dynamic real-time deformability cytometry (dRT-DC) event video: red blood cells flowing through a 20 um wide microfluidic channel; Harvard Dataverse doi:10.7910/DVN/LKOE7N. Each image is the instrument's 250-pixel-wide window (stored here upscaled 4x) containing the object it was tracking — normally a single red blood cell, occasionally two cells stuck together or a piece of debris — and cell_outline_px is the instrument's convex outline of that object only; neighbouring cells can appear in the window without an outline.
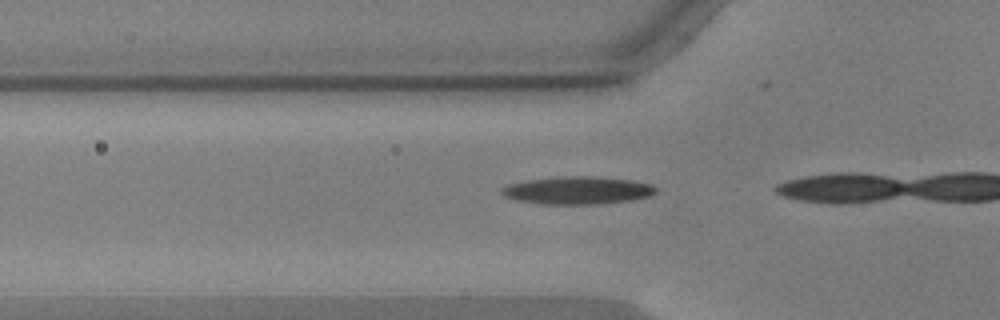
{"species": "common noctule bat (a hibernating species)", "species_latin": "Nyctalus noctula", "temperature_condition": "warm", "stored_images_in_passage": 4, "camera_frame_rate_fps": 3000, "um_per_image_px": 0.085, "animal": {"sex": "male", "body_mass_g": 17.9, "forearm_length_mm": 54.2}, "frame": {"image": 1, "passage_image": 2, "time_ms": 0.333, "image_size_px": [1000, 320], "cell_outline_px": [[656, 192], [648, 196], [628, 200], [596, 204], [540, 204], [516, 200], [504, 196], [500, 192], [500, 188], [508, 184], [528, 180], [564, 176], [600, 176], [628, 180], [652, 184], [656, 188]], "centroid_in_image_um": [49.04, 16.17], "position_along_channel_um": 76.8, "area_um2": 24.8}}